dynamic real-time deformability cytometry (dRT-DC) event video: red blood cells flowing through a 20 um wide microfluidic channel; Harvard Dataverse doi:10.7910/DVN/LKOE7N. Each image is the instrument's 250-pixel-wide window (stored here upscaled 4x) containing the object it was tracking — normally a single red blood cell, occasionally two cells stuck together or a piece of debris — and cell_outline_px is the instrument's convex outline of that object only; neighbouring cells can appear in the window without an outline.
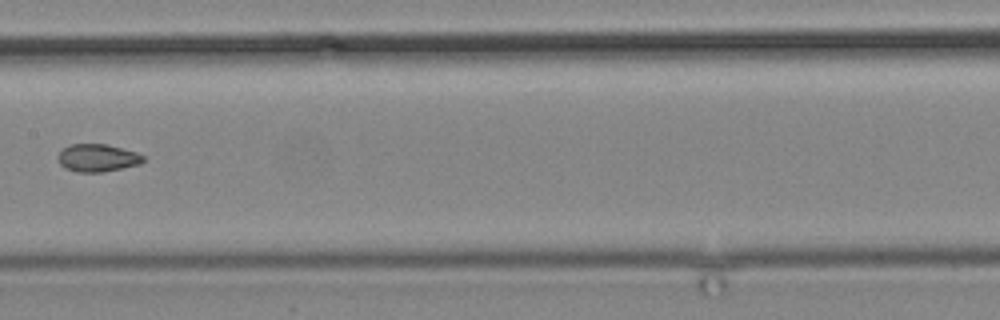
{"species": "common noctule bat (a hibernating species)", "species_latin": "Nyctalus noctula", "temperature_condition": "cold", "stored_images_in_passage": 11, "camera_frame_rate_fps": 3000, "um_per_image_px": 0.085, "animal": {"sex": "male", "body_mass_g": 19.2, "forearm_length_mm": 51.8}, "frame": {"image": 1, "passage_image": 7, "time_ms": 8.667, "image_size_px": [1000, 320], "cell_outline_px": [[144, 160], [140, 164], [100, 172], [76, 172], [64, 168], [60, 164], [56, 156], [68, 144], [108, 144], [136, 152], [144, 156]], "centroid_in_image_um": [8.25, 13.41], "position_along_channel_um": 199.1, "area_um2": 13.76}}
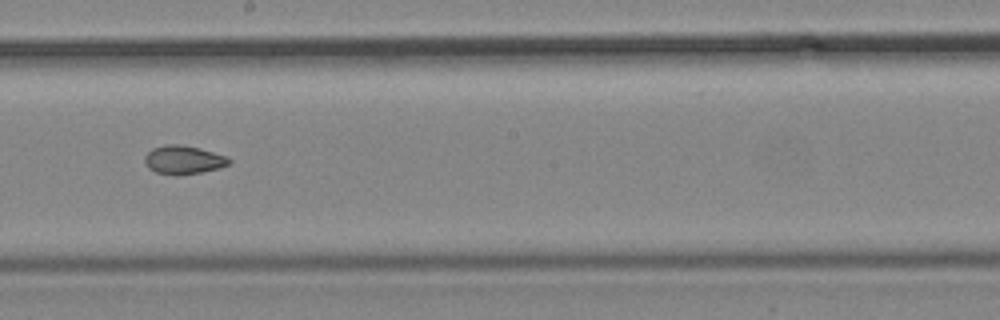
{"frame": {"image": 2, "passage_image": 8, "time_ms": 9.667, "image_size_px": [1000, 320], "cell_outline_px": [[232, 160], [228, 164], [220, 168], [180, 176], [176, 176], [156, 172], [148, 168], [144, 164], [144, 156], [152, 148], [164, 144], [180, 144], [200, 148], [228, 156]], "centroid_in_image_um": [15.58, 13.58], "position_along_channel_um": 232.6, "area_um2": 14.33}}
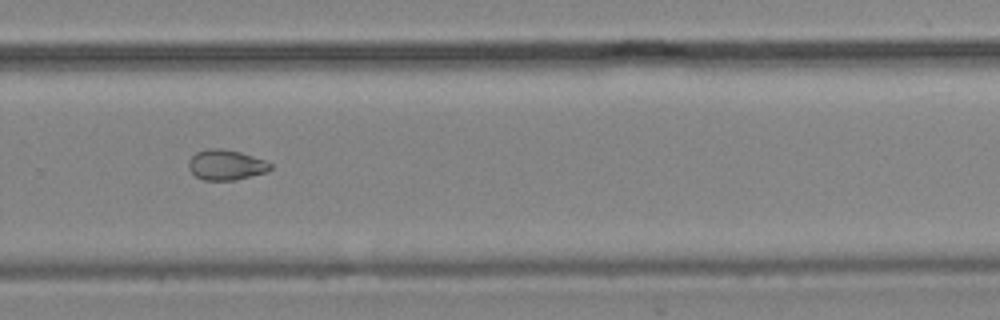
{"frame": {"image": 3, "passage_image": 10, "time_ms": 12.0, "image_size_px": [1000, 320], "cell_outline_px": [[272, 168], [268, 172], [236, 180], [204, 180], [196, 176], [188, 168], [188, 160], [196, 152], [208, 148], [220, 148], [240, 152], [264, 160], [272, 164]], "centroid_in_image_um": [19.21, 14.02], "position_along_channel_um": 310.6, "area_um2": 14.51}}